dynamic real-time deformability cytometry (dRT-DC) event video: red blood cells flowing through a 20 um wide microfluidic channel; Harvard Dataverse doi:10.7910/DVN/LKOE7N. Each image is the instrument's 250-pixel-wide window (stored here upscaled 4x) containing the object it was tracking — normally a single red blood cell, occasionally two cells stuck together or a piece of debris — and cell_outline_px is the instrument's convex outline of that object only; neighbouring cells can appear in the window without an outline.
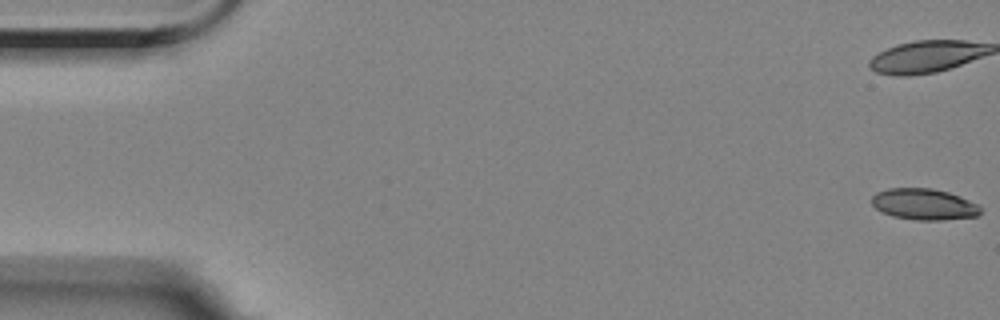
{"species": "Egyptian fruit bat (a non-hibernating species)", "species_latin": "Rousettus aegyptiacus", "temperature_condition": "room temperature", "stored_images_in_passage": 57, "camera_frame_rate_fps": 3000, "um_per_image_px": 0.085, "animal": {"sex": "female"}, "frame": {"image": 1, "passage_image": 1, "time_ms": 0.0, "image_size_px": [1000, 320], "cell_outline_px": [[980, 212], [976, 216], [944, 220], [916, 220], [892, 216], [876, 208], [872, 204], [872, 196], [876, 192], [888, 188], [932, 188], [948, 192], [960, 196], [980, 204]], "centroid_in_image_um": [78.55, 17.35], "position_along_channel_um": 6.4, "area_um2": 19.83}}